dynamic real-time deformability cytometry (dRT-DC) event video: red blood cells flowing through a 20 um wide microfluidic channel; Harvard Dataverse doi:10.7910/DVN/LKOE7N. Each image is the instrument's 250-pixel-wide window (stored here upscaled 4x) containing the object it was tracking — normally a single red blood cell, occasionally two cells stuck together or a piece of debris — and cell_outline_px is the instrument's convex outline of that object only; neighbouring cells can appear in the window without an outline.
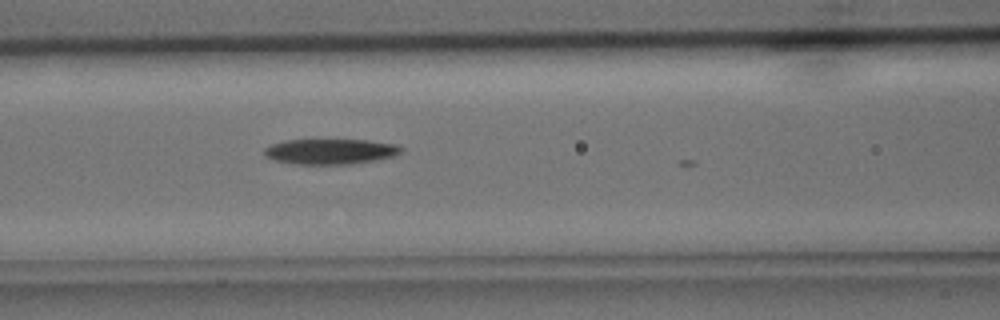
{"species": "common noctule bat (a hibernating species)", "species_latin": "Nyctalus noctula", "temperature_condition": "cold", "stored_images_in_passage": 8, "camera_frame_rate_fps": 3000, "um_per_image_px": 0.085, "animal": {"sex": "male", "body_mass_g": 15.6}, "frame": {"image": 1, "passage_image": 7, "time_ms": 2.0, "image_size_px": [1000, 320], "cell_outline_px": [[404, 152], [392, 156], [376, 160], [352, 164], [296, 164], [276, 160], [264, 156], [264, 148], [272, 144], [284, 140], [368, 140], [396, 144], [404, 148]], "centroid_in_image_um": [28.11, 12.87], "position_along_channel_um": 138.5, "area_um2": 20.29}}